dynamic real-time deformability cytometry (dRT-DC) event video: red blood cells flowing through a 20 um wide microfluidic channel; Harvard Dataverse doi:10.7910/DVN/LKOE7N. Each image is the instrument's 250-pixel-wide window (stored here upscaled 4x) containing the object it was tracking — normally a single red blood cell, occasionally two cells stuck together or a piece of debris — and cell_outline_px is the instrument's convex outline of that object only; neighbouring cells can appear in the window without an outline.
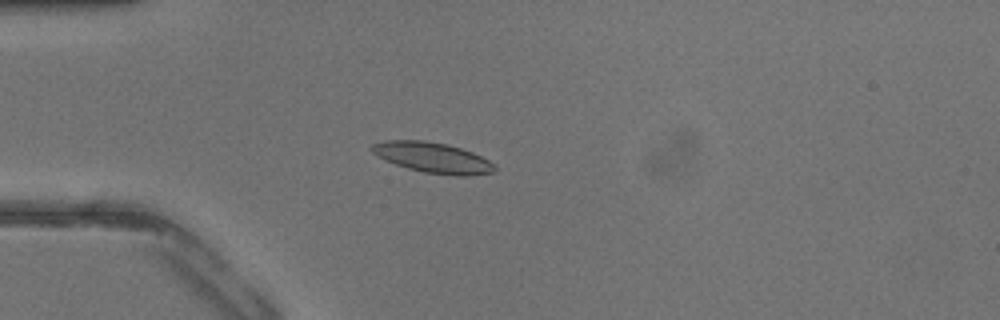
{"species": "common noctule bat (a hibernating species)", "species_latin": "Nyctalus noctula", "temperature_condition": "warm", "stored_images_in_passage": 27, "camera_frame_rate_fps": 3000, "um_per_image_px": 0.085, "animal": {"sex": "male", "body_mass_g": 13.3}, "frame": {"image": 1, "passage_image": 7, "time_ms": 2.0, "image_size_px": [1000, 320], "cell_outline_px": [[496, 168], [492, 172], [468, 176], [456, 176], [424, 172], [408, 168], [396, 164], [372, 152], [368, 148], [372, 144], [384, 140], [424, 140], [448, 144], [472, 152], [496, 164]], "centroid_in_image_um": [36.79, 13.39], "position_along_channel_um": 48.2, "area_um2": 21.68}}
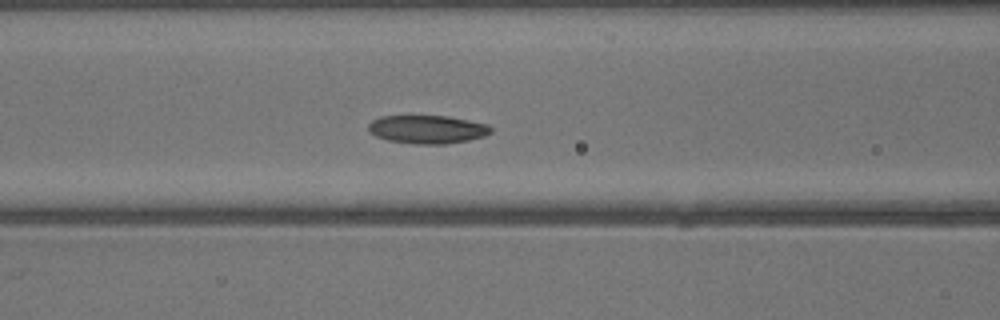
{"frame": {"image": 2, "passage_image": 13, "time_ms": 4.0, "image_size_px": [1000, 320], "cell_outline_px": [[492, 132], [484, 136], [468, 140], [448, 144], [412, 144], [388, 140], [376, 136], [368, 132], [368, 124], [372, 120], [380, 116], [448, 116], [488, 124], [492, 128]], "centroid_in_image_um": [36.31, 11.0], "position_along_channel_um": 130.3, "area_um2": 20.35}}
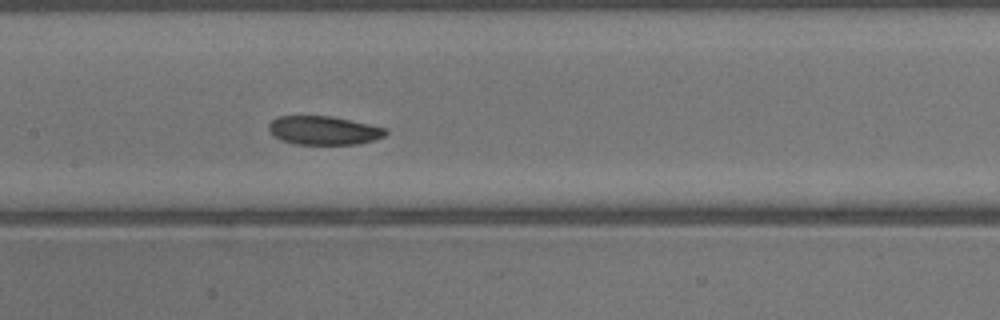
{"frame": {"image": 3, "passage_image": 16, "time_ms": 5.0, "image_size_px": [1000, 320], "cell_outline_px": [[388, 132], [384, 136], [360, 144], [296, 144], [280, 140], [272, 136], [268, 132], [268, 124], [276, 116], [332, 116], [388, 128]], "centroid_in_image_um": [27.48, 11.08], "position_along_channel_um": 179.9, "area_um2": 19.77}}